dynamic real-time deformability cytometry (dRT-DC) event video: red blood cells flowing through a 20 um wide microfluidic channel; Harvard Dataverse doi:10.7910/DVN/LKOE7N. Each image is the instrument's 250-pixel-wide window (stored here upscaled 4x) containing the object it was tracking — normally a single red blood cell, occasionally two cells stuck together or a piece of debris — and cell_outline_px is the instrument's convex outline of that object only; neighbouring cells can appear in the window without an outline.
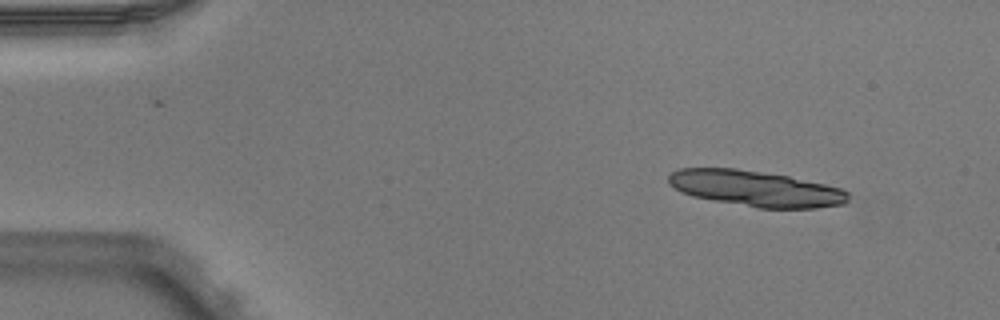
{"species": "Egyptian fruit bat (a non-hibernating species)", "species_latin": "Rousettus aegyptiacus", "temperature_condition": "warm", "stored_images_in_passage": 6, "segment_of_instrument_passage": [1, 2], "camera_frame_rate_fps": 3000, "um_per_image_px": 0.085, "animal": {"sex": "male"}, "frame": {"image": 1, "passage_image": 1, "time_ms": 0.0, "image_size_px": [1000, 320], "cell_outline_px": [[848, 200], [844, 204], [816, 208], [760, 208], [692, 196], [680, 192], [668, 184], [668, 176], [672, 172], [680, 168], [736, 168], [788, 176], [844, 188], [848, 192]], "centroid_in_image_um": [64.24, 16.02], "position_along_channel_um": 20.8, "area_um2": 37.45}}